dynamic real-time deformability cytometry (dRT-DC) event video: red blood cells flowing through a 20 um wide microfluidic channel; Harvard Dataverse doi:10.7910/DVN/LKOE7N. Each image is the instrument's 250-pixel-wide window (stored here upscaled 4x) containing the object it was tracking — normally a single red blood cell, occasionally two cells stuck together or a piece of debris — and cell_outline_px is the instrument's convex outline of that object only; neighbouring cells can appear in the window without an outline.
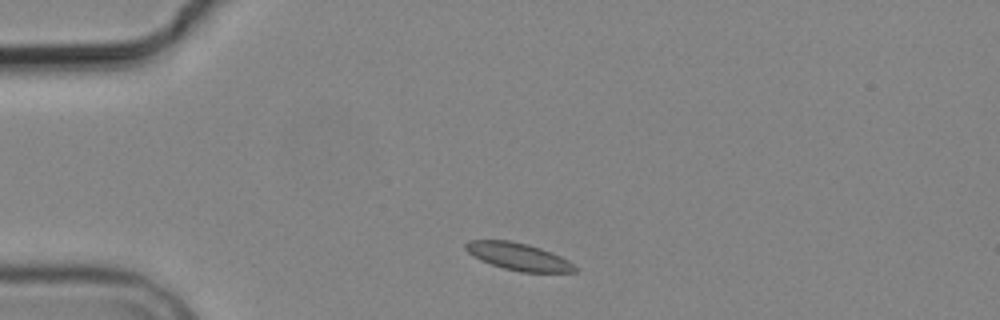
{"species": "common noctule bat (a hibernating species)", "species_latin": "Nyctalus noctula", "temperature_condition": "cold", "stored_images_in_passage": 2, "camera_frame_rate_fps": 3000, "um_per_image_px": 0.085, "animal": {"sex": "male", "body_mass_g": 19.2, "forearm_length_mm": 51.8}, "frame": {"image": 1, "passage_image": 1, "time_ms": 0.0, "image_size_px": [1000, 320], "cell_outline_px": [[580, 268], [576, 272], [520, 272], [504, 268], [480, 260], [472, 256], [464, 248], [464, 244], [468, 240], [508, 240], [528, 244], [552, 252], [568, 260]], "centroid_in_image_um": [44.08, 21.81], "position_along_channel_um": 40.9, "area_um2": 17.51}}